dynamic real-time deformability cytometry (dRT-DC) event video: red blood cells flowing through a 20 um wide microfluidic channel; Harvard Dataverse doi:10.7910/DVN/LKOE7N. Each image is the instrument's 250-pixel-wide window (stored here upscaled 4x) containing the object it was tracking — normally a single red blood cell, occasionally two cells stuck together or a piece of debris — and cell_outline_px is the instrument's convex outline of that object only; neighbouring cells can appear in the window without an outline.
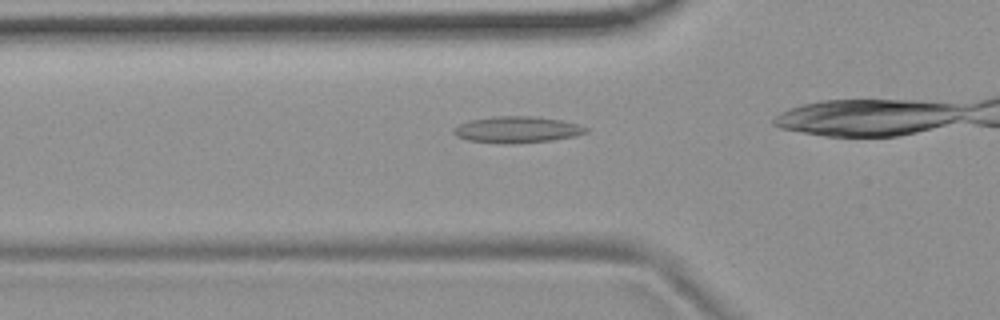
{"species": "common noctule bat (a hibernating species)", "species_latin": "Nyctalus noctula", "temperature_condition": "room temperature", "stored_images_in_passage": 35, "camera_frame_rate_fps": 3000, "um_per_image_px": 0.085, "animal": {"sex": "female", "body_mass_g": 19.9}, "frame": {"image": 1, "passage_image": 11, "time_ms": 3.333, "image_size_px": [1000, 320], "cell_outline_px": [[588, 132], [576, 136], [552, 140], [508, 144], [468, 140], [456, 136], [452, 132], [452, 128], [460, 124], [472, 120], [496, 116], [532, 116], [560, 120], [576, 124], [588, 128]], "centroid_in_image_um": [43.94, 11.02], "position_along_channel_um": 81.9, "area_um2": 20.17}}